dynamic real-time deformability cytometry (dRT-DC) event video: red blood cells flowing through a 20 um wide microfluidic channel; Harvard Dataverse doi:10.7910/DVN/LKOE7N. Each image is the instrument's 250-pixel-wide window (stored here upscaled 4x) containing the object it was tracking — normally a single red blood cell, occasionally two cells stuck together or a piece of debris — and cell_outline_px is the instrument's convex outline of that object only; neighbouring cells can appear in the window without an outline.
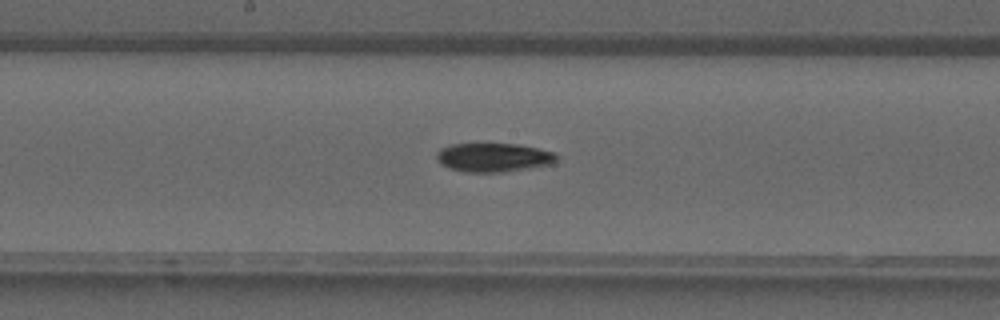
{"species": "common noctule bat (a hibernating species)", "species_latin": "Nyctalus noctula", "temperature_condition": "warm", "stored_images_in_passage": 29, "camera_frame_rate_fps": 3000, "um_per_image_px": 0.085, "animal": {"sex": "male", "forearm_length_mm": 52.5}, "frame": {"image": 1, "passage_image": 10, "time_ms": 3.0, "image_size_px": [1000, 320], "cell_outline_px": [[560, 160], [556, 164], [504, 172], [464, 172], [448, 168], [440, 164], [436, 156], [436, 152], [440, 148], [452, 144], [516, 144], [556, 152], [560, 156]], "centroid_in_image_um": [42.01, 13.39], "position_along_channel_um": 206.2, "area_um2": 20.58}}
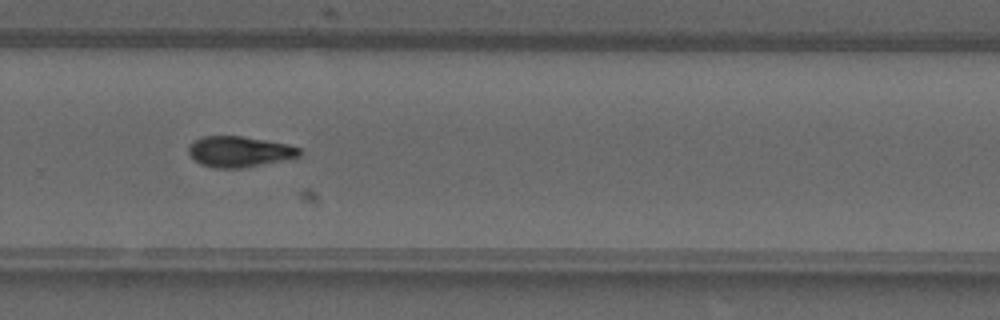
{"frame": {"image": 2, "passage_image": 16, "time_ms": 5.0, "image_size_px": [1000, 320], "cell_outline_px": [[300, 156], [288, 160], [240, 168], [212, 168], [200, 164], [188, 152], [188, 144], [192, 140], [204, 136], [240, 136], [288, 144], [300, 148]], "centroid_in_image_um": [20.33, 12.89], "position_along_channel_um": 309.5, "area_um2": 20.0}}
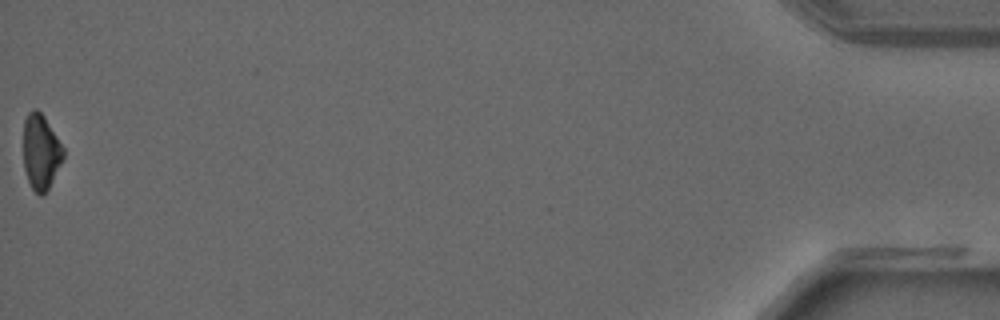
{"frame": {"image": 3, "passage_image": 29, "time_ms": 9.333, "image_size_px": [1000, 320], "cell_outline_px": [[64, 156], [48, 188], [40, 196], [32, 188], [28, 180], [24, 168], [24, 120], [28, 112], [32, 108], [36, 108], [44, 116], [64, 148]], "centroid_in_image_um": [3.46, 12.87], "position_along_channel_um": 431.7, "area_um2": 17.22}}